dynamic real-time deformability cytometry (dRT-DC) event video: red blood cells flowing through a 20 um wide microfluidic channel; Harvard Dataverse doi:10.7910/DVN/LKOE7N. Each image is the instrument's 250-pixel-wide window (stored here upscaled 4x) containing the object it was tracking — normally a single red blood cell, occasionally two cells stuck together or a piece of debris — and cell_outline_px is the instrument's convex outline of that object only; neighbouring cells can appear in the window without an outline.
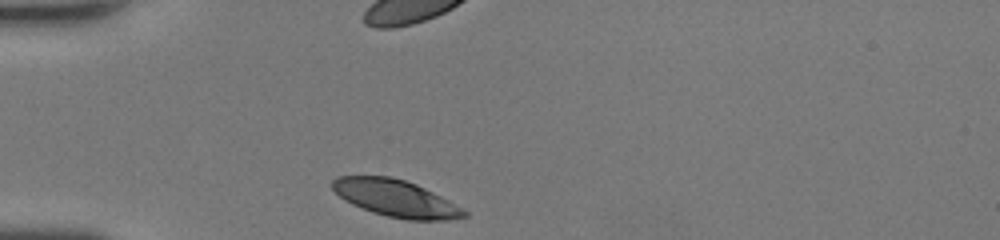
{"species": "human", "species_latin": "Homo sapiens", "temperature_condition": "room temperature", "stored_images_in_passage": 27, "camera_frame_rate_fps": 3000, "um_per_image_px": 0.085, "donor": {"sex": "female"}, "frame": {"image": 1, "passage_image": 1, "time_ms": 0.0, "image_size_px": [1000, 240], "cell_outline_px": [[468, 216], [448, 220], [408, 220], [388, 216], [372, 212], [352, 204], [344, 200], [332, 188], [332, 180], [336, 176], [388, 176], [404, 180], [416, 184], [448, 200], [468, 212]], "centroid_in_image_um": [33.63, 16.86], "position_along_channel_um": 51.4, "area_um2": 28.09}, "authors_computed_cell_mechanics": {"area_um2": 29.8248, "velocity_mm_per_s": 4.2729, "shape_relaxation_time_tau1_ms": 1.2919, "shape_relaxation_time_tau2_ms": null, "deformation_change_tau1": 0.1071, "deformation_change_tau2": null}}